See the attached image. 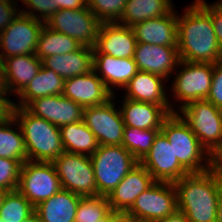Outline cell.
<instances>
[{
	"mask_svg": "<svg viewBox=\"0 0 222 222\" xmlns=\"http://www.w3.org/2000/svg\"><path fill=\"white\" fill-rule=\"evenodd\" d=\"M177 192V209L189 222H216L218 196L222 178L211 169L190 173L173 183Z\"/></svg>",
	"mask_w": 222,
	"mask_h": 222,
	"instance_id": "cell-2",
	"label": "cell"
},
{
	"mask_svg": "<svg viewBox=\"0 0 222 222\" xmlns=\"http://www.w3.org/2000/svg\"><path fill=\"white\" fill-rule=\"evenodd\" d=\"M185 10L184 15L177 16L180 60L212 64L222 61V50L210 17V5L204 0H195Z\"/></svg>",
	"mask_w": 222,
	"mask_h": 222,
	"instance_id": "cell-1",
	"label": "cell"
},
{
	"mask_svg": "<svg viewBox=\"0 0 222 222\" xmlns=\"http://www.w3.org/2000/svg\"><path fill=\"white\" fill-rule=\"evenodd\" d=\"M161 131L173 147L178 162L189 173H202L210 170V154L200 144L178 111L171 113L165 119ZM203 160H206V165L202 164Z\"/></svg>",
	"mask_w": 222,
	"mask_h": 222,
	"instance_id": "cell-4",
	"label": "cell"
},
{
	"mask_svg": "<svg viewBox=\"0 0 222 222\" xmlns=\"http://www.w3.org/2000/svg\"><path fill=\"white\" fill-rule=\"evenodd\" d=\"M220 114H221V120H222V106L219 108Z\"/></svg>",
	"mask_w": 222,
	"mask_h": 222,
	"instance_id": "cell-51",
	"label": "cell"
},
{
	"mask_svg": "<svg viewBox=\"0 0 222 222\" xmlns=\"http://www.w3.org/2000/svg\"><path fill=\"white\" fill-rule=\"evenodd\" d=\"M112 101L113 98L107 103L83 109V121L99 145H122L123 142V117Z\"/></svg>",
	"mask_w": 222,
	"mask_h": 222,
	"instance_id": "cell-13",
	"label": "cell"
},
{
	"mask_svg": "<svg viewBox=\"0 0 222 222\" xmlns=\"http://www.w3.org/2000/svg\"><path fill=\"white\" fill-rule=\"evenodd\" d=\"M23 222H39V221H38L36 214L34 213L30 218H28L27 220H25Z\"/></svg>",
	"mask_w": 222,
	"mask_h": 222,
	"instance_id": "cell-50",
	"label": "cell"
},
{
	"mask_svg": "<svg viewBox=\"0 0 222 222\" xmlns=\"http://www.w3.org/2000/svg\"><path fill=\"white\" fill-rule=\"evenodd\" d=\"M180 65L183 67L178 71L172 86L176 100L183 102L179 109L190 102L206 99L213 77L212 63L180 60Z\"/></svg>",
	"mask_w": 222,
	"mask_h": 222,
	"instance_id": "cell-12",
	"label": "cell"
},
{
	"mask_svg": "<svg viewBox=\"0 0 222 222\" xmlns=\"http://www.w3.org/2000/svg\"><path fill=\"white\" fill-rule=\"evenodd\" d=\"M63 96L80 104L83 108L107 103L115 98L96 71L64 80Z\"/></svg>",
	"mask_w": 222,
	"mask_h": 222,
	"instance_id": "cell-16",
	"label": "cell"
},
{
	"mask_svg": "<svg viewBox=\"0 0 222 222\" xmlns=\"http://www.w3.org/2000/svg\"><path fill=\"white\" fill-rule=\"evenodd\" d=\"M7 192H8L7 190L0 188V208H1V205L3 204V200H4Z\"/></svg>",
	"mask_w": 222,
	"mask_h": 222,
	"instance_id": "cell-49",
	"label": "cell"
},
{
	"mask_svg": "<svg viewBox=\"0 0 222 222\" xmlns=\"http://www.w3.org/2000/svg\"><path fill=\"white\" fill-rule=\"evenodd\" d=\"M114 222H134V220L121 214Z\"/></svg>",
	"mask_w": 222,
	"mask_h": 222,
	"instance_id": "cell-48",
	"label": "cell"
},
{
	"mask_svg": "<svg viewBox=\"0 0 222 222\" xmlns=\"http://www.w3.org/2000/svg\"><path fill=\"white\" fill-rule=\"evenodd\" d=\"M210 169L222 178V143L210 155Z\"/></svg>",
	"mask_w": 222,
	"mask_h": 222,
	"instance_id": "cell-42",
	"label": "cell"
},
{
	"mask_svg": "<svg viewBox=\"0 0 222 222\" xmlns=\"http://www.w3.org/2000/svg\"><path fill=\"white\" fill-rule=\"evenodd\" d=\"M45 23L31 16L18 13L13 21L0 32V59L35 54L39 35Z\"/></svg>",
	"mask_w": 222,
	"mask_h": 222,
	"instance_id": "cell-11",
	"label": "cell"
},
{
	"mask_svg": "<svg viewBox=\"0 0 222 222\" xmlns=\"http://www.w3.org/2000/svg\"><path fill=\"white\" fill-rule=\"evenodd\" d=\"M12 115L22 130L27 160L53 162L64 152L59 127L25 107L14 106Z\"/></svg>",
	"mask_w": 222,
	"mask_h": 222,
	"instance_id": "cell-3",
	"label": "cell"
},
{
	"mask_svg": "<svg viewBox=\"0 0 222 222\" xmlns=\"http://www.w3.org/2000/svg\"><path fill=\"white\" fill-rule=\"evenodd\" d=\"M2 67L8 93L18 95L38 74L42 61L35 54L18 55L3 59Z\"/></svg>",
	"mask_w": 222,
	"mask_h": 222,
	"instance_id": "cell-23",
	"label": "cell"
},
{
	"mask_svg": "<svg viewBox=\"0 0 222 222\" xmlns=\"http://www.w3.org/2000/svg\"><path fill=\"white\" fill-rule=\"evenodd\" d=\"M155 181L174 183L190 174L179 162L173 147L160 130L149 153L140 162Z\"/></svg>",
	"mask_w": 222,
	"mask_h": 222,
	"instance_id": "cell-14",
	"label": "cell"
},
{
	"mask_svg": "<svg viewBox=\"0 0 222 222\" xmlns=\"http://www.w3.org/2000/svg\"><path fill=\"white\" fill-rule=\"evenodd\" d=\"M13 115L0 124V157L14 160H27V153L24 144V137L20 125L14 130L12 125H16Z\"/></svg>",
	"mask_w": 222,
	"mask_h": 222,
	"instance_id": "cell-31",
	"label": "cell"
},
{
	"mask_svg": "<svg viewBox=\"0 0 222 222\" xmlns=\"http://www.w3.org/2000/svg\"><path fill=\"white\" fill-rule=\"evenodd\" d=\"M155 180L139 162L106 197L111 210L124 215Z\"/></svg>",
	"mask_w": 222,
	"mask_h": 222,
	"instance_id": "cell-18",
	"label": "cell"
},
{
	"mask_svg": "<svg viewBox=\"0 0 222 222\" xmlns=\"http://www.w3.org/2000/svg\"><path fill=\"white\" fill-rule=\"evenodd\" d=\"M161 129H138L125 126L123 131L122 146L127 149L134 158L141 162L149 153L154 139Z\"/></svg>",
	"mask_w": 222,
	"mask_h": 222,
	"instance_id": "cell-32",
	"label": "cell"
},
{
	"mask_svg": "<svg viewBox=\"0 0 222 222\" xmlns=\"http://www.w3.org/2000/svg\"><path fill=\"white\" fill-rule=\"evenodd\" d=\"M81 46L75 39L44 25L39 35L35 55L42 61L50 55L74 52Z\"/></svg>",
	"mask_w": 222,
	"mask_h": 222,
	"instance_id": "cell-30",
	"label": "cell"
},
{
	"mask_svg": "<svg viewBox=\"0 0 222 222\" xmlns=\"http://www.w3.org/2000/svg\"><path fill=\"white\" fill-rule=\"evenodd\" d=\"M210 17L217 41L222 50V4L214 3L210 5Z\"/></svg>",
	"mask_w": 222,
	"mask_h": 222,
	"instance_id": "cell-40",
	"label": "cell"
},
{
	"mask_svg": "<svg viewBox=\"0 0 222 222\" xmlns=\"http://www.w3.org/2000/svg\"><path fill=\"white\" fill-rule=\"evenodd\" d=\"M35 213V207L18 191H8L0 208L3 222H23Z\"/></svg>",
	"mask_w": 222,
	"mask_h": 222,
	"instance_id": "cell-33",
	"label": "cell"
},
{
	"mask_svg": "<svg viewBox=\"0 0 222 222\" xmlns=\"http://www.w3.org/2000/svg\"><path fill=\"white\" fill-rule=\"evenodd\" d=\"M62 189L52 162L26 160L20 169L18 191L36 207Z\"/></svg>",
	"mask_w": 222,
	"mask_h": 222,
	"instance_id": "cell-8",
	"label": "cell"
},
{
	"mask_svg": "<svg viewBox=\"0 0 222 222\" xmlns=\"http://www.w3.org/2000/svg\"><path fill=\"white\" fill-rule=\"evenodd\" d=\"M127 0H87L88 9L102 22H117Z\"/></svg>",
	"mask_w": 222,
	"mask_h": 222,
	"instance_id": "cell-35",
	"label": "cell"
},
{
	"mask_svg": "<svg viewBox=\"0 0 222 222\" xmlns=\"http://www.w3.org/2000/svg\"><path fill=\"white\" fill-rule=\"evenodd\" d=\"M120 215L119 212L112 211L102 222H114Z\"/></svg>",
	"mask_w": 222,
	"mask_h": 222,
	"instance_id": "cell-47",
	"label": "cell"
},
{
	"mask_svg": "<svg viewBox=\"0 0 222 222\" xmlns=\"http://www.w3.org/2000/svg\"><path fill=\"white\" fill-rule=\"evenodd\" d=\"M120 109L124 125L138 129H161L170 113L162 106L124 99Z\"/></svg>",
	"mask_w": 222,
	"mask_h": 222,
	"instance_id": "cell-24",
	"label": "cell"
},
{
	"mask_svg": "<svg viewBox=\"0 0 222 222\" xmlns=\"http://www.w3.org/2000/svg\"><path fill=\"white\" fill-rule=\"evenodd\" d=\"M62 189L79 196H97L94 169L90 156L63 152L53 162Z\"/></svg>",
	"mask_w": 222,
	"mask_h": 222,
	"instance_id": "cell-9",
	"label": "cell"
},
{
	"mask_svg": "<svg viewBox=\"0 0 222 222\" xmlns=\"http://www.w3.org/2000/svg\"><path fill=\"white\" fill-rule=\"evenodd\" d=\"M101 23L86 6L58 10L46 20L45 25L75 39L82 46L94 47Z\"/></svg>",
	"mask_w": 222,
	"mask_h": 222,
	"instance_id": "cell-10",
	"label": "cell"
},
{
	"mask_svg": "<svg viewBox=\"0 0 222 222\" xmlns=\"http://www.w3.org/2000/svg\"><path fill=\"white\" fill-rule=\"evenodd\" d=\"M177 210L174 184L155 181L135 199L124 215L137 222H160Z\"/></svg>",
	"mask_w": 222,
	"mask_h": 222,
	"instance_id": "cell-6",
	"label": "cell"
},
{
	"mask_svg": "<svg viewBox=\"0 0 222 222\" xmlns=\"http://www.w3.org/2000/svg\"><path fill=\"white\" fill-rule=\"evenodd\" d=\"M112 212L107 197H82L76 209L74 222H102Z\"/></svg>",
	"mask_w": 222,
	"mask_h": 222,
	"instance_id": "cell-34",
	"label": "cell"
},
{
	"mask_svg": "<svg viewBox=\"0 0 222 222\" xmlns=\"http://www.w3.org/2000/svg\"><path fill=\"white\" fill-rule=\"evenodd\" d=\"M60 133L65 152L91 156L99 147L95 135L83 120L60 127Z\"/></svg>",
	"mask_w": 222,
	"mask_h": 222,
	"instance_id": "cell-29",
	"label": "cell"
},
{
	"mask_svg": "<svg viewBox=\"0 0 222 222\" xmlns=\"http://www.w3.org/2000/svg\"><path fill=\"white\" fill-rule=\"evenodd\" d=\"M23 5L25 4L29 11L21 10L22 14L31 16L34 19L42 20L44 23L54 14V0H22ZM30 9L32 11H30ZM34 11L41 13V17L36 15ZM35 13V14H34Z\"/></svg>",
	"mask_w": 222,
	"mask_h": 222,
	"instance_id": "cell-37",
	"label": "cell"
},
{
	"mask_svg": "<svg viewBox=\"0 0 222 222\" xmlns=\"http://www.w3.org/2000/svg\"><path fill=\"white\" fill-rule=\"evenodd\" d=\"M160 222H189V220L184 213L177 210L174 214L169 215Z\"/></svg>",
	"mask_w": 222,
	"mask_h": 222,
	"instance_id": "cell-44",
	"label": "cell"
},
{
	"mask_svg": "<svg viewBox=\"0 0 222 222\" xmlns=\"http://www.w3.org/2000/svg\"><path fill=\"white\" fill-rule=\"evenodd\" d=\"M87 6V0H54V13L63 9H78Z\"/></svg>",
	"mask_w": 222,
	"mask_h": 222,
	"instance_id": "cell-41",
	"label": "cell"
},
{
	"mask_svg": "<svg viewBox=\"0 0 222 222\" xmlns=\"http://www.w3.org/2000/svg\"><path fill=\"white\" fill-rule=\"evenodd\" d=\"M25 108L59 128L83 120L84 108L62 94L36 98Z\"/></svg>",
	"mask_w": 222,
	"mask_h": 222,
	"instance_id": "cell-15",
	"label": "cell"
},
{
	"mask_svg": "<svg viewBox=\"0 0 222 222\" xmlns=\"http://www.w3.org/2000/svg\"><path fill=\"white\" fill-rule=\"evenodd\" d=\"M90 159L98 195L105 197L139 163L122 145H99Z\"/></svg>",
	"mask_w": 222,
	"mask_h": 222,
	"instance_id": "cell-5",
	"label": "cell"
},
{
	"mask_svg": "<svg viewBox=\"0 0 222 222\" xmlns=\"http://www.w3.org/2000/svg\"><path fill=\"white\" fill-rule=\"evenodd\" d=\"M132 29L139 43L177 47V15L173 9L165 16L137 23Z\"/></svg>",
	"mask_w": 222,
	"mask_h": 222,
	"instance_id": "cell-20",
	"label": "cell"
},
{
	"mask_svg": "<svg viewBox=\"0 0 222 222\" xmlns=\"http://www.w3.org/2000/svg\"><path fill=\"white\" fill-rule=\"evenodd\" d=\"M206 100L215 107L222 106V61L213 64L212 85Z\"/></svg>",
	"mask_w": 222,
	"mask_h": 222,
	"instance_id": "cell-38",
	"label": "cell"
},
{
	"mask_svg": "<svg viewBox=\"0 0 222 222\" xmlns=\"http://www.w3.org/2000/svg\"><path fill=\"white\" fill-rule=\"evenodd\" d=\"M6 95H9V93H8L6 85H5L2 60L0 59V96L7 97Z\"/></svg>",
	"mask_w": 222,
	"mask_h": 222,
	"instance_id": "cell-45",
	"label": "cell"
},
{
	"mask_svg": "<svg viewBox=\"0 0 222 222\" xmlns=\"http://www.w3.org/2000/svg\"><path fill=\"white\" fill-rule=\"evenodd\" d=\"M171 0H127L120 24L132 27L148 19L167 15L172 8Z\"/></svg>",
	"mask_w": 222,
	"mask_h": 222,
	"instance_id": "cell-28",
	"label": "cell"
},
{
	"mask_svg": "<svg viewBox=\"0 0 222 222\" xmlns=\"http://www.w3.org/2000/svg\"><path fill=\"white\" fill-rule=\"evenodd\" d=\"M82 196L61 189L35 207L39 222H74L76 209Z\"/></svg>",
	"mask_w": 222,
	"mask_h": 222,
	"instance_id": "cell-26",
	"label": "cell"
},
{
	"mask_svg": "<svg viewBox=\"0 0 222 222\" xmlns=\"http://www.w3.org/2000/svg\"><path fill=\"white\" fill-rule=\"evenodd\" d=\"M42 65L55 71L64 80L85 75L93 70V47L81 46L78 50L61 55H50Z\"/></svg>",
	"mask_w": 222,
	"mask_h": 222,
	"instance_id": "cell-25",
	"label": "cell"
},
{
	"mask_svg": "<svg viewBox=\"0 0 222 222\" xmlns=\"http://www.w3.org/2000/svg\"><path fill=\"white\" fill-rule=\"evenodd\" d=\"M64 79L55 71L42 65L38 74L27 84V86L18 94L19 103L14 106L26 107L36 98L61 95L63 93Z\"/></svg>",
	"mask_w": 222,
	"mask_h": 222,
	"instance_id": "cell-27",
	"label": "cell"
},
{
	"mask_svg": "<svg viewBox=\"0 0 222 222\" xmlns=\"http://www.w3.org/2000/svg\"><path fill=\"white\" fill-rule=\"evenodd\" d=\"M137 40L132 27L120 22L101 23L93 53H105L115 58H134Z\"/></svg>",
	"mask_w": 222,
	"mask_h": 222,
	"instance_id": "cell-17",
	"label": "cell"
},
{
	"mask_svg": "<svg viewBox=\"0 0 222 222\" xmlns=\"http://www.w3.org/2000/svg\"><path fill=\"white\" fill-rule=\"evenodd\" d=\"M93 64V70L112 93L111 85L124 88L138 72L134 58H115L105 53H93Z\"/></svg>",
	"mask_w": 222,
	"mask_h": 222,
	"instance_id": "cell-21",
	"label": "cell"
},
{
	"mask_svg": "<svg viewBox=\"0 0 222 222\" xmlns=\"http://www.w3.org/2000/svg\"><path fill=\"white\" fill-rule=\"evenodd\" d=\"M23 162L0 157V188L7 191L17 190L19 186L20 169Z\"/></svg>",
	"mask_w": 222,
	"mask_h": 222,
	"instance_id": "cell-36",
	"label": "cell"
},
{
	"mask_svg": "<svg viewBox=\"0 0 222 222\" xmlns=\"http://www.w3.org/2000/svg\"><path fill=\"white\" fill-rule=\"evenodd\" d=\"M180 113L200 144L211 155L222 143V120L219 108L203 99L181 107Z\"/></svg>",
	"mask_w": 222,
	"mask_h": 222,
	"instance_id": "cell-7",
	"label": "cell"
},
{
	"mask_svg": "<svg viewBox=\"0 0 222 222\" xmlns=\"http://www.w3.org/2000/svg\"><path fill=\"white\" fill-rule=\"evenodd\" d=\"M163 77L138 71L135 76L124 87L128 99L140 102H148L164 107L170 114L176 112L170 106L167 99L163 82Z\"/></svg>",
	"mask_w": 222,
	"mask_h": 222,
	"instance_id": "cell-22",
	"label": "cell"
},
{
	"mask_svg": "<svg viewBox=\"0 0 222 222\" xmlns=\"http://www.w3.org/2000/svg\"><path fill=\"white\" fill-rule=\"evenodd\" d=\"M13 103L9 98L0 96V124L12 116Z\"/></svg>",
	"mask_w": 222,
	"mask_h": 222,
	"instance_id": "cell-43",
	"label": "cell"
},
{
	"mask_svg": "<svg viewBox=\"0 0 222 222\" xmlns=\"http://www.w3.org/2000/svg\"><path fill=\"white\" fill-rule=\"evenodd\" d=\"M216 222H222V185L220 187L219 196H218V208Z\"/></svg>",
	"mask_w": 222,
	"mask_h": 222,
	"instance_id": "cell-46",
	"label": "cell"
},
{
	"mask_svg": "<svg viewBox=\"0 0 222 222\" xmlns=\"http://www.w3.org/2000/svg\"><path fill=\"white\" fill-rule=\"evenodd\" d=\"M134 60L138 71L149 72L166 80L178 67L180 57L177 47L137 42Z\"/></svg>",
	"mask_w": 222,
	"mask_h": 222,
	"instance_id": "cell-19",
	"label": "cell"
},
{
	"mask_svg": "<svg viewBox=\"0 0 222 222\" xmlns=\"http://www.w3.org/2000/svg\"><path fill=\"white\" fill-rule=\"evenodd\" d=\"M16 1L14 0H2L0 1V32H2L18 15L19 9L15 7Z\"/></svg>",
	"mask_w": 222,
	"mask_h": 222,
	"instance_id": "cell-39",
	"label": "cell"
}]
</instances>
